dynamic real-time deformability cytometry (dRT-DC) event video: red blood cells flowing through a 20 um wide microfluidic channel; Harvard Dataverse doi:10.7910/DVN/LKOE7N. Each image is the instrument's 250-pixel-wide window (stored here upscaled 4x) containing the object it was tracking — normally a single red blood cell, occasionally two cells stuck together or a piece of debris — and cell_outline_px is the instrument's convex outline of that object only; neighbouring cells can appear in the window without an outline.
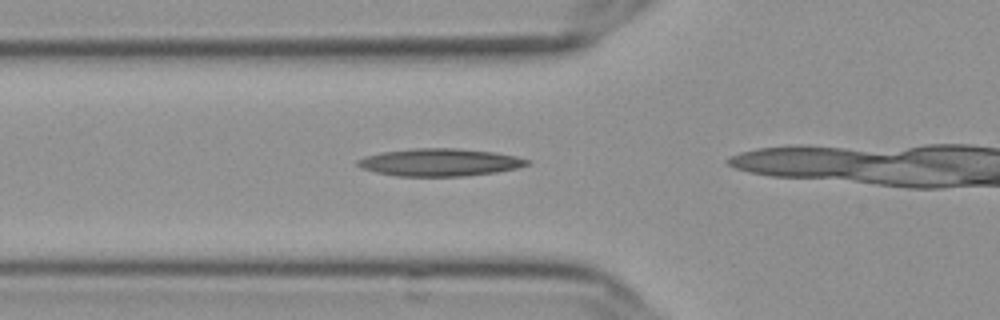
{"species": "Egyptian fruit bat (a non-hibernating species)", "species_latin": "Rousettus aegyptiacus", "temperature_condition": "cold", "stored_images_in_passage": 7, "camera_frame_rate_fps": 3000, "um_per_image_px": 0.085, "frame": {"image": 1, "passage_image": 3, "time_ms": 0.667, "image_size_px": [1000, 320], "cell_outline_px": [[532, 160], [528, 164], [516, 168], [496, 172], [464, 176], [396, 176], [376, 172], [364, 168], [356, 164], [356, 160], [364, 156], [384, 152], [416, 148], [456, 148], [496, 152], [516, 156]], "centroid_in_image_um": [37.4, 13.79], "position_along_channel_um": 88.4, "area_um2": 27.11}}
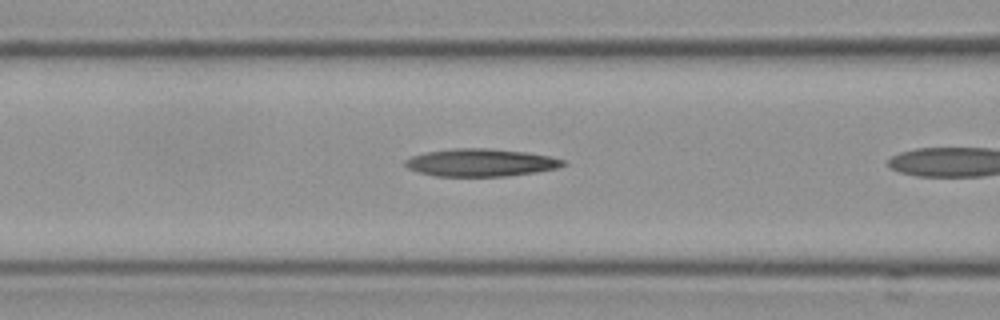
{"frame": {"image": 2, "passage_image": 6, "time_ms": 1.667, "image_size_px": [1000, 320], "cell_outline_px": [[568, 164], [556, 168], [536, 172], [508, 176], [436, 176], [420, 172], [408, 168], [404, 164], [404, 160], [412, 156], [428, 152], [452, 148], [484, 148], [524, 152], [548, 156], [564, 160]], "centroid_in_image_um": [40.86, 13.82], "position_along_channel_um": 125.7, "area_um2": 25.2}}